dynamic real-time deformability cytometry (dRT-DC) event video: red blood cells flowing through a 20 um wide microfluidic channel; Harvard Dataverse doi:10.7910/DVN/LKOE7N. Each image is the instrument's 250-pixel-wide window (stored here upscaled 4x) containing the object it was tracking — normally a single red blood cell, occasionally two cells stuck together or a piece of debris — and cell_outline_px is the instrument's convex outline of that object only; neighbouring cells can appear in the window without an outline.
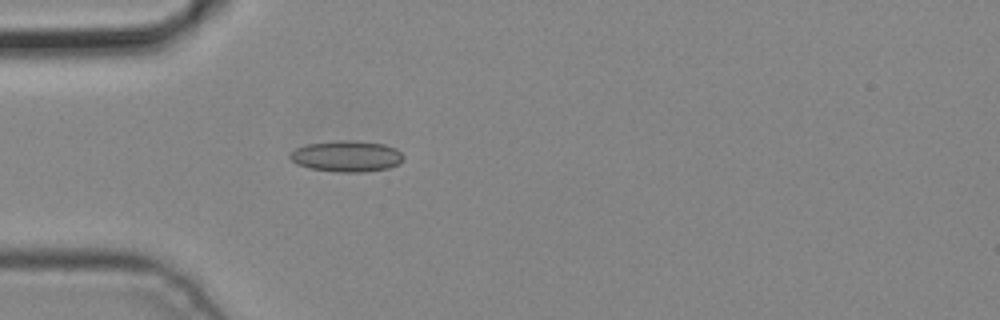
{"species": "common noctule bat (a hibernating species)", "species_latin": "Nyctalus noctula", "temperature_condition": "cold", "stored_images_in_passage": 2, "camera_frame_rate_fps": 3000, "um_per_image_px": 0.085, "animal": {"sex": "male", "body_mass_g": 19.2, "forearm_length_mm": 51.8}, "frame": {"image": 1, "passage_image": 2, "time_ms": 0.333, "image_size_px": [1000, 320], "cell_outline_px": [[404, 160], [400, 164], [388, 168], [360, 172], [336, 172], [312, 168], [296, 164], [288, 156], [296, 148], [308, 144], [340, 140], [356, 140], [384, 144], [396, 148], [404, 156]], "centroid_in_image_um": [29.5, 13.27], "position_along_channel_um": 55.5, "area_um2": 20.58}}